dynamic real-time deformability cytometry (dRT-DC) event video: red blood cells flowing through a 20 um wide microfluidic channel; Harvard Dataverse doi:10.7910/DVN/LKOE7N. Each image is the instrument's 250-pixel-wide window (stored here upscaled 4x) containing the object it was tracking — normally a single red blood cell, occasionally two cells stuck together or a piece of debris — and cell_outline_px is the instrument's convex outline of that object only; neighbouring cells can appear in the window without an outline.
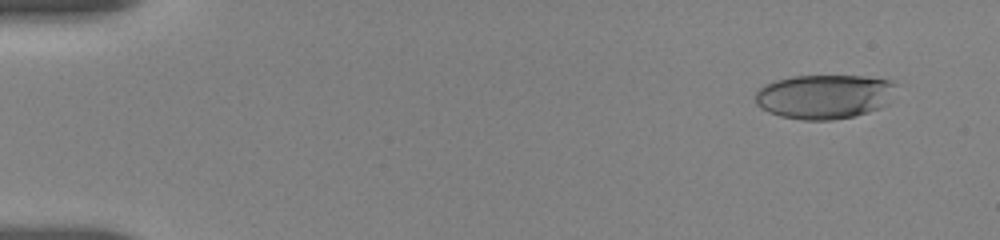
{"species": "human", "species_latin": "Homo sapiens", "temperature_condition": "room temperature", "stored_images_in_passage": 58, "camera_frame_rate_fps": 3000, "um_per_image_px": 0.085, "donor": {"sex": "female"}, "frame": {"image": 1, "passage_image": 5, "time_ms": 1.0, "image_size_px": [1000, 240], "cell_outline_px": [[896, 84], [888, 104], [880, 108], [868, 112], [852, 116], [832, 120], [804, 120], [780, 116], [768, 112], [760, 108], [756, 104], [756, 92], [764, 84], [776, 80], [792, 76], [864, 76], [892, 80]], "centroid_in_image_um": [70.06, 8.2], "position_along_channel_um": 14.9, "area_um2": 36.47}}
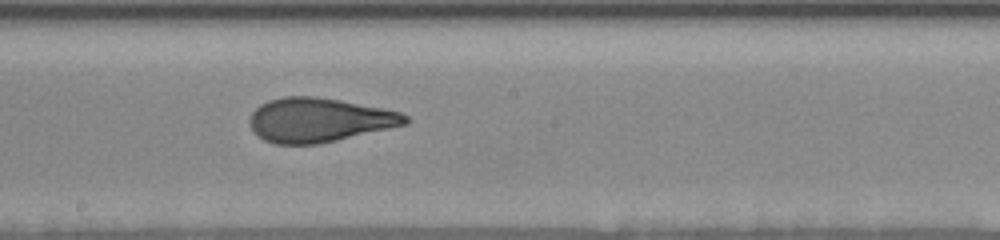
{"frame": {"image": 2, "passage_image": 31, "time_ms": 10.0, "image_size_px": [1000, 240], "cell_outline_px": [[408, 124], [336, 140], [316, 144], [276, 144], [264, 140], [248, 124], [248, 120], [252, 112], [260, 104], [268, 100], [284, 96], [316, 96], [340, 100], [384, 108], [400, 112], [408, 116]], "centroid_in_image_um": [27.11, 10.18], "position_along_channel_um": 221.1, "area_um2": 40.0}}
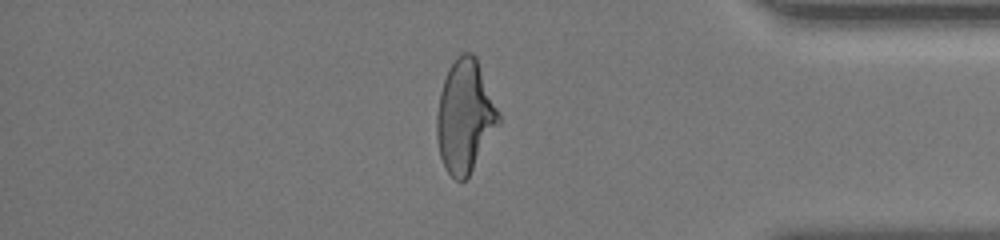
{"frame": {"image": 3, "passage_image": 47, "time_ms": 15.333, "image_size_px": [1000, 240], "cell_outline_px": [[500, 120], [468, 176], [464, 180], [456, 180], [444, 168], [440, 156], [436, 136], [436, 116], [440, 92], [444, 80], [456, 56], [464, 52], [472, 52], [476, 56], [500, 112]], "centroid_in_image_um": [39.5, 9.86], "position_along_channel_um": 395.7, "area_um2": 40.11}, "authors_computed_cell_mechanics": {"area_um2": 39.9398, "velocity_mm_per_s": 3.6812, "shape_relaxation_time_tau1_ms": 6.7658, "shape_relaxation_time_tau2_ms": 0.9226, "deformation_change_tau1": 0.2423, "deformation_change_tau2": 0.0905}}